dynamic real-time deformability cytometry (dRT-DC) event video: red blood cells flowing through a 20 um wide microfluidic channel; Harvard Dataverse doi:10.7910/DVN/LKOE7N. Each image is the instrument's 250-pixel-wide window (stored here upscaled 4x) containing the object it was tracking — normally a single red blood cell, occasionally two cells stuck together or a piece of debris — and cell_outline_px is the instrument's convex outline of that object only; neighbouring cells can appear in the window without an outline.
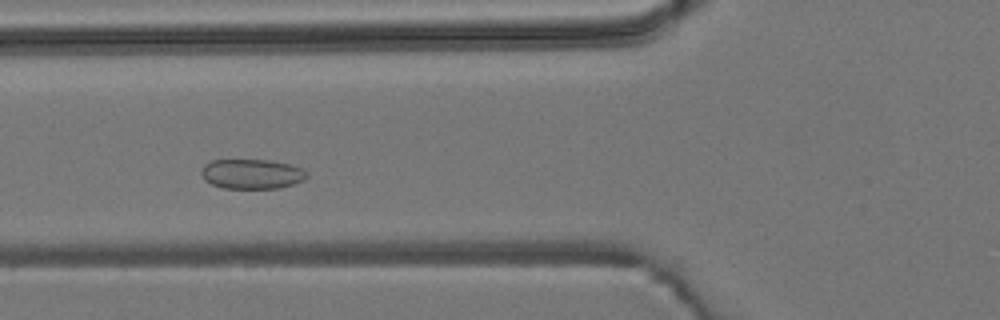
{"species": "common noctule bat (a hibernating species)", "species_latin": "Nyctalus noctula", "temperature_condition": "room temperature", "stored_images_in_passage": 7, "camera_frame_rate_fps": 3000, "um_per_image_px": 0.085, "animal": {"sex": "male", "body_mass_g": 19.2, "forearm_length_mm": 51.8}, "frame": {"image": 1, "passage_image": 6, "time_ms": 6.667, "image_size_px": [1000, 320], "cell_outline_px": [[308, 176], [304, 180], [292, 184], [276, 188], [224, 188], [212, 184], [204, 180], [200, 172], [204, 164], [212, 160], [272, 160], [288, 164], [300, 168], [308, 172]], "centroid_in_image_um": [21.38, 14.78], "position_along_channel_um": 104.4, "area_um2": 18.26}}
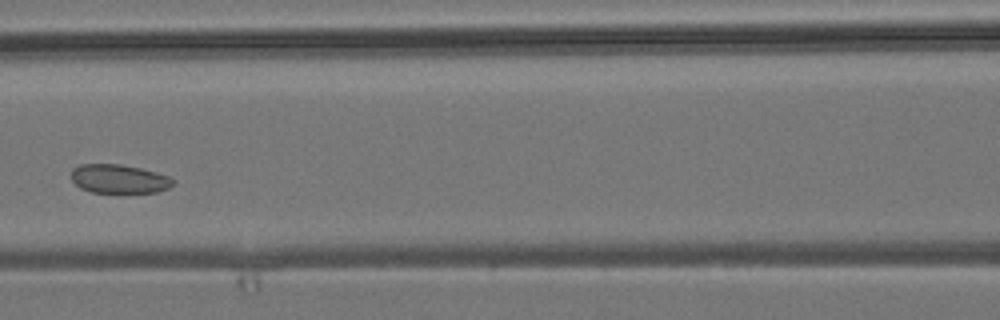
{"frame": {"image": 2, "passage_image": 7, "time_ms": 8.0, "image_size_px": [1000, 320], "cell_outline_px": [[176, 180], [168, 188], [156, 192], [92, 192], [80, 188], [72, 180], [72, 168], [80, 164], [120, 164], [140, 168], [156, 172], [168, 176]], "centroid_in_image_um": [10.11, 15.19], "position_along_channel_um": 156.5, "area_um2": 16.99}}